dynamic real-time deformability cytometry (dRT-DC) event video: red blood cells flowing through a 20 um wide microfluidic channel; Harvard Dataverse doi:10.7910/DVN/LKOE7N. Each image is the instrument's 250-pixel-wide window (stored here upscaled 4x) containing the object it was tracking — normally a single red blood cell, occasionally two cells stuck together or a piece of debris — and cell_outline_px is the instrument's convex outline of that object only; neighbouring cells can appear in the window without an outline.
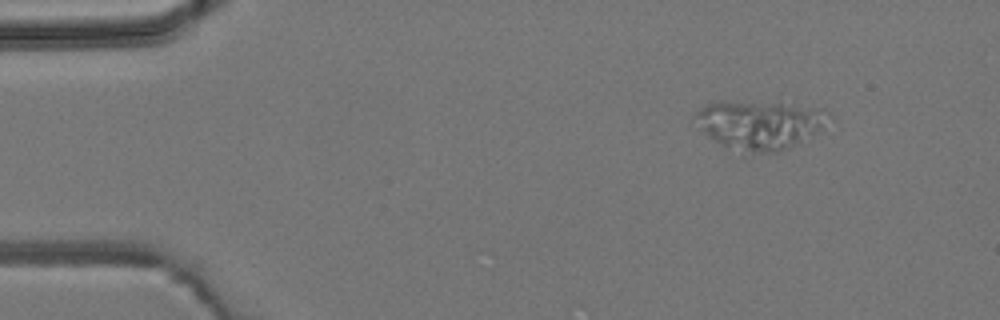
{"species": "common noctule bat (a hibernating species)", "species_latin": "Nyctalus noctula", "temperature_condition": "room temperature", "stored_images_in_passage": 3, "camera_frame_rate_fps": 3000, "um_per_image_px": 0.085, "animal": {"sex": "male", "body_mass_g": 19.2, "forearm_length_mm": 51.8}, "frame": {"image": 1, "passage_image": 1, "time_ms": 0.0, "image_size_px": [1000, 320], "cell_outline_px": [[832, 116], [820, 128], [788, 148], [776, 152], [752, 152], [720, 144], [708, 136], [704, 132], [692, 116], [704, 104], [716, 100], [780, 100], [828, 112]], "centroid_in_image_um": [64.5, 10.5], "position_along_channel_um": 20.5, "area_um2": 38.15}}